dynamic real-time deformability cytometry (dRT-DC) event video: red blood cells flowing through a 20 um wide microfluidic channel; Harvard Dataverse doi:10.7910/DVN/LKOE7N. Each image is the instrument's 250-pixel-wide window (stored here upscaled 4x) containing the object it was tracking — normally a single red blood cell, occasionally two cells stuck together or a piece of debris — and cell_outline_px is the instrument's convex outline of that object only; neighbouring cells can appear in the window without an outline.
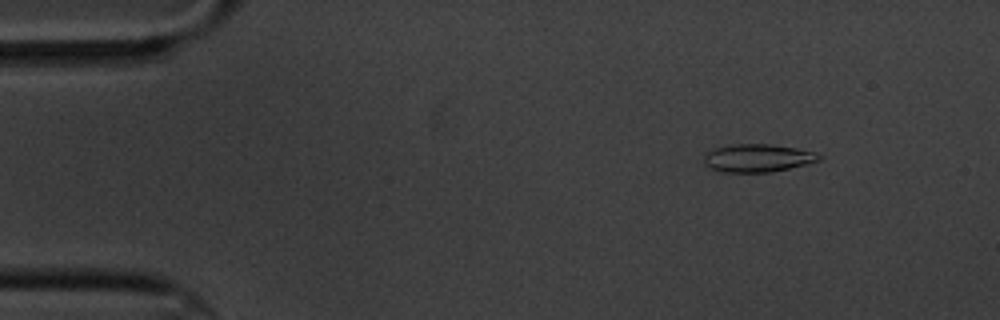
{"species": "common noctule bat (a hibernating species)", "species_latin": "Nyctalus noctula", "temperature_condition": "cold", "stored_images_in_passage": 4, "camera_frame_rate_fps": 3000, "um_per_image_px": 0.085, "animal": {"sex": "male", "body_mass_g": 20.1, "forearm_length_mm": 53.5}, "frame": {"image": 1, "passage_image": 2, "time_ms": 1.333, "image_size_px": [1000, 320], "cell_outline_px": [[824, 156], [820, 160], [772, 172], [720, 172], [708, 168], [704, 164], [704, 152], [716, 148], [732, 144], [768, 144], [796, 148], [816, 152]], "centroid_in_image_um": [64.36, 13.43], "position_along_channel_um": 20.6, "area_um2": 18.84}}